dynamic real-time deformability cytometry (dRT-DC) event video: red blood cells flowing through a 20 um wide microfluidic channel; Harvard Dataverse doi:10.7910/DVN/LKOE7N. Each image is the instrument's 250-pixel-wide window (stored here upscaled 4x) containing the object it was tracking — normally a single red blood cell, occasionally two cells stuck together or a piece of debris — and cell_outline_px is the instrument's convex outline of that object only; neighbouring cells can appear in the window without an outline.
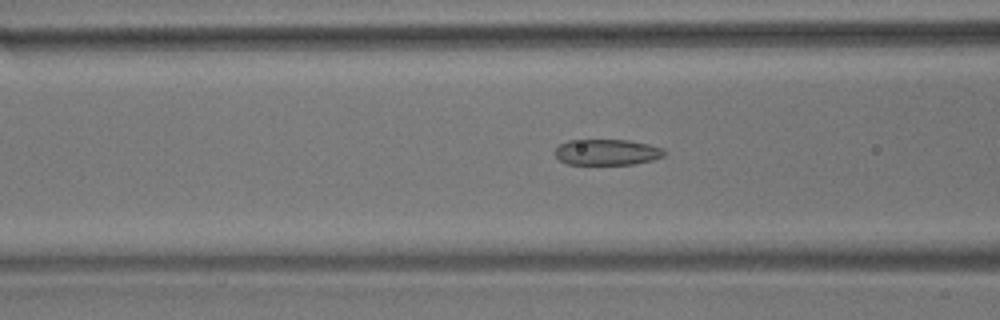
{"species": "common noctule bat (a hibernating species)", "species_latin": "Nyctalus noctula", "temperature_condition": "room temperature", "stored_images_in_passage": 50, "camera_frame_rate_fps": 3000, "um_per_image_px": 0.085, "animal": {"sex": "male", "body_mass_g": 17.9}, "frame": {"image": 1, "passage_image": 15, "time_ms": 4.667, "image_size_px": [1000, 320], "cell_outline_px": [[664, 156], [652, 160], [632, 164], [568, 164], [560, 160], [556, 156], [556, 148], [560, 144], [568, 140], [628, 140], [648, 144], [664, 148]], "centroid_in_image_um": [51.6, 12.93], "position_along_channel_um": 115.0, "area_um2": 16.36}}
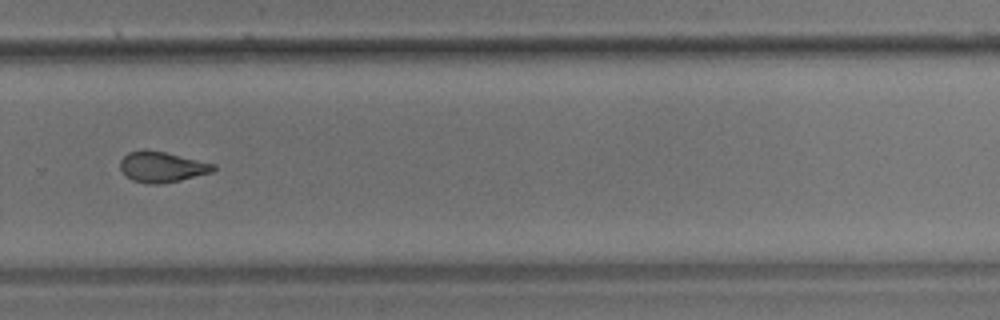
{"frame": {"image": 2, "passage_image": 32, "time_ms": 10.333, "image_size_px": [1000, 320], "cell_outline_px": [[216, 168], [212, 172], [180, 180], [160, 184], [144, 184], [132, 180], [120, 168], [120, 160], [128, 152], [144, 148], [164, 152], [216, 164]], "centroid_in_image_um": [13.75, 14.18], "position_along_channel_um": 316.1, "area_um2": 16.65}}
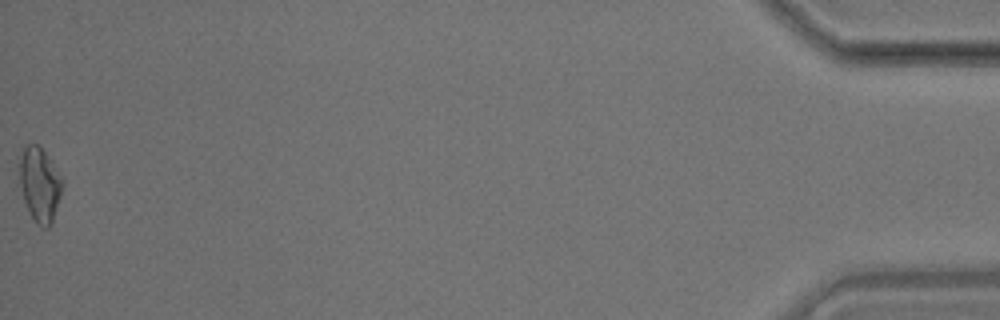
{"frame": {"image": 3, "passage_image": 50, "time_ms": 16.333, "image_size_px": [1000, 320], "cell_outline_px": [[64, 184], [52, 220], [48, 228], [44, 228], [36, 224], [24, 200], [20, 184], [16, 164], [24, 148], [28, 144], [36, 144], [44, 152], [64, 180]], "centroid_in_image_um": [3.35, 15.66], "position_along_channel_um": 431.9, "area_um2": 18.5}, "authors_computed_cell_mechanics": {"area_um2": 17.34, "velocity_mm_per_s": 3.5499, "shape_relaxation_time_tau1_ms": null, "shape_relaxation_time_tau2_ms": 1.4022, "deformation_change_tau1": null, "deformation_change_tau2": 0.0764}}